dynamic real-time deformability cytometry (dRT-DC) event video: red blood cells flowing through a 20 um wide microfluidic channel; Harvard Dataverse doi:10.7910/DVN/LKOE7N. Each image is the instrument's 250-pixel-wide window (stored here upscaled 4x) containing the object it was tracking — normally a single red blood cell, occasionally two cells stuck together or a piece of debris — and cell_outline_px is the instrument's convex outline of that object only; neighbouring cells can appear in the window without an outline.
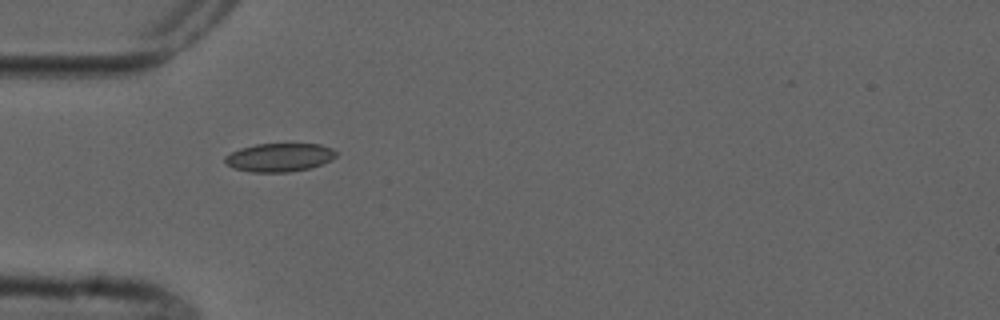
{"species": "common noctule bat (a hibernating species)", "species_latin": "Nyctalus noctula", "temperature_condition": "cold", "stored_images_in_passage": 2, "camera_frame_rate_fps": 3000, "um_per_image_px": 0.085, "animal": {"sex": "male", "forearm_length_mm": 52.5}, "frame": {"image": 1, "passage_image": 1, "time_ms": 0.0, "image_size_px": [1000, 320], "cell_outline_px": [[336, 156], [320, 164], [308, 168], [288, 172], [252, 172], [232, 168], [224, 160], [224, 156], [240, 148], [256, 144], [320, 144], [332, 148], [336, 152]], "centroid_in_image_um": [23.71, 13.37], "position_along_channel_um": 61.3, "area_um2": 18.21}}
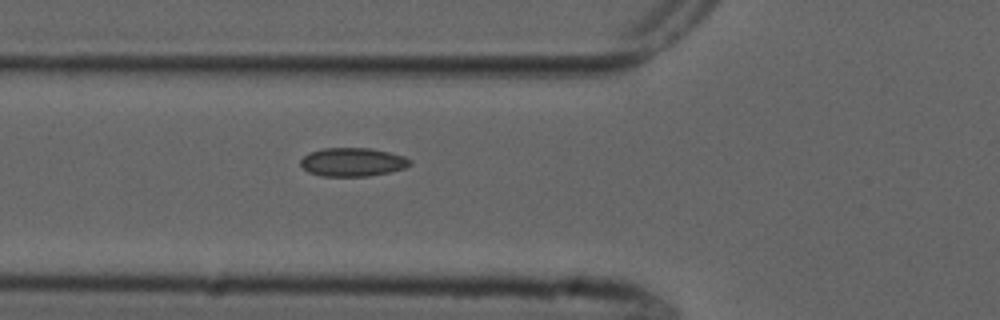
{"frame": {"image": 2, "passage_image": 2, "time_ms": 1.0, "image_size_px": [1000, 320], "cell_outline_px": [[412, 164], [404, 168], [392, 172], [368, 176], [320, 176], [308, 172], [300, 164], [300, 160], [308, 152], [324, 148], [372, 148], [404, 156], [412, 160]], "centroid_in_image_um": [29.98, 13.78], "position_along_channel_um": 95.8, "area_um2": 18.38}}